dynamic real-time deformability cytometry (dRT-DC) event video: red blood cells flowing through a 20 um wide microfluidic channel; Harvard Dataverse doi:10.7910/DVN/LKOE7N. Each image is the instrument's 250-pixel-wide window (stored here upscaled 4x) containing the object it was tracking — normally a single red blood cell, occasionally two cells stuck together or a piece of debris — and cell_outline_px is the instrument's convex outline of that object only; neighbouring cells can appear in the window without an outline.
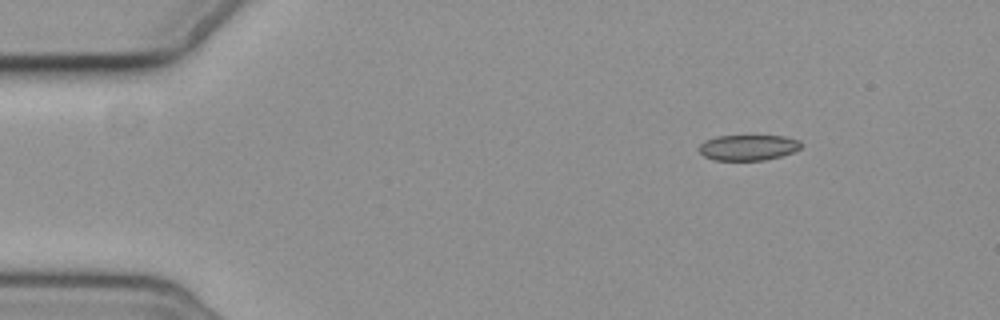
{"species": "common noctule bat (a hibernating species)", "species_latin": "Nyctalus noctula", "temperature_condition": "cold", "stored_images_in_passage": 8, "camera_frame_rate_fps": 3000, "um_per_image_px": 0.085, "animal": {"sex": "female", "body_mass_g": 19.3, "forearm_length_mm": 54.1}, "frame": {"image": 1, "passage_image": 1, "time_ms": 0.0, "image_size_px": [1000, 320], "cell_outline_px": [[804, 144], [800, 148], [792, 152], [780, 156], [764, 160], [712, 160], [704, 156], [700, 152], [700, 144], [704, 140], [716, 136], [784, 136], [800, 140]], "centroid_in_image_um": [63.6, 12.53], "position_along_channel_um": 21.4, "area_um2": 15.26}}
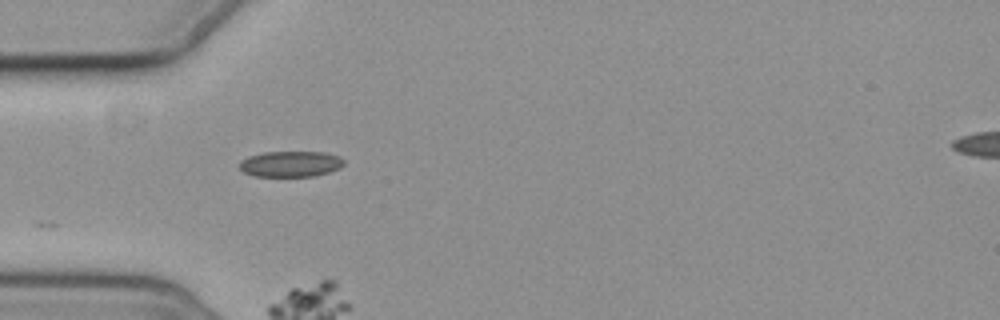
{"frame": {"image": 2, "passage_image": 4, "time_ms": 3.333, "image_size_px": [1000, 320], "cell_outline_px": [[344, 164], [340, 168], [316, 176], [252, 176], [244, 172], [240, 168], [240, 160], [248, 156], [264, 152], [324, 152], [340, 156], [344, 160]], "centroid_in_image_um": [24.71, 13.93], "position_along_channel_um": 60.3, "area_um2": 15.78}}